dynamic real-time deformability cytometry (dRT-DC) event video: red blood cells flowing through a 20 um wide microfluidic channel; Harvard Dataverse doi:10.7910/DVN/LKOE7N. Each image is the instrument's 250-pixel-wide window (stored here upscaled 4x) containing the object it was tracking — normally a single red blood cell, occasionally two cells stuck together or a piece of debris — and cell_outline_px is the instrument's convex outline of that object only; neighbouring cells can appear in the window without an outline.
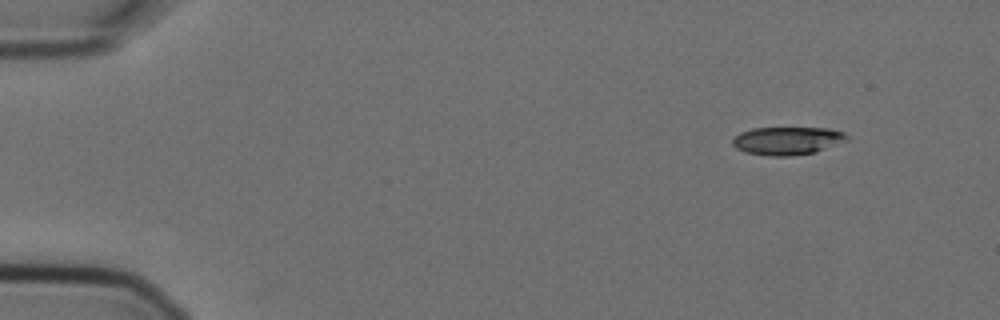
{"species": "Egyptian fruit bat (a non-hibernating species)", "species_latin": "Rousettus aegyptiacus", "temperature_condition": "cold", "stored_images_in_passage": 4, "camera_frame_rate_fps": 3000, "um_per_image_px": 0.085, "animal": {"sex": "female"}, "frame": {"image": 1, "passage_image": 1, "time_ms": 0.0, "image_size_px": [1000, 320], "cell_outline_px": [[848, 140], [816, 152], [788, 156], [768, 156], [744, 152], [736, 148], [732, 144], [732, 140], [740, 132], [752, 128], [828, 128], [844, 132], [848, 136]], "centroid_in_image_um": [66.91, 11.96], "position_along_channel_um": 18.1, "area_um2": 18.73}}